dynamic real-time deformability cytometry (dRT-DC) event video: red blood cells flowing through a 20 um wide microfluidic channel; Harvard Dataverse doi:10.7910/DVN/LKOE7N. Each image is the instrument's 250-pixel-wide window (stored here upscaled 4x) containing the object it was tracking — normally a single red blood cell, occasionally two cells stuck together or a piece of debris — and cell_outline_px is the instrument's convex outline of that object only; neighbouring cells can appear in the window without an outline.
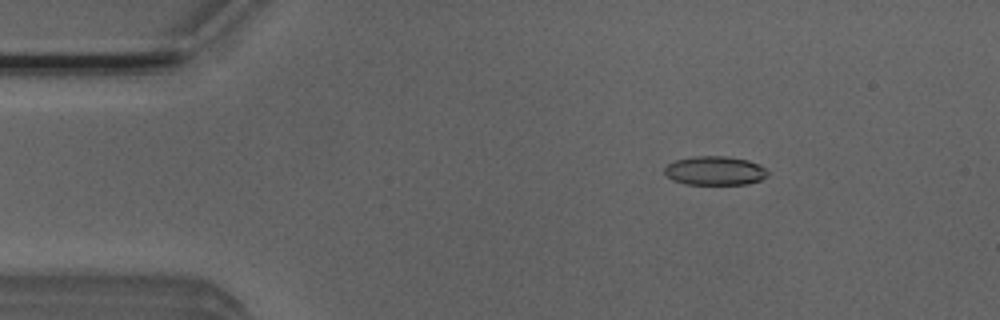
{"species": "Egyptian fruit bat (a non-hibernating species)", "species_latin": "Rousettus aegyptiacus", "temperature_condition": "room temperature", "stored_images_in_passage": 4, "camera_frame_rate_fps": 3000, "um_per_image_px": 0.085, "animal": {"sex": "male"}, "frame": {"image": 1, "passage_image": 2, "time_ms": 0.333, "image_size_px": [1000, 320], "cell_outline_px": [[768, 176], [760, 180], [748, 184], [684, 184], [672, 180], [664, 172], [664, 168], [668, 164], [676, 160], [696, 156], [724, 156], [748, 160], [760, 164], [768, 172]], "centroid_in_image_um": [60.78, 14.51], "position_along_channel_um": 24.2, "area_um2": 17.4}}
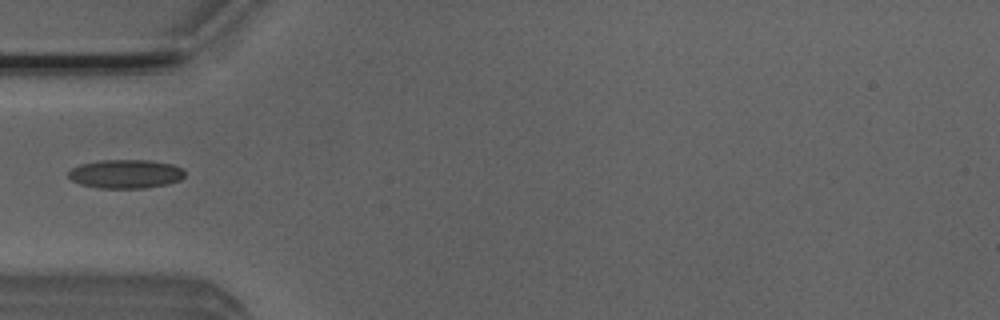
{"frame": {"image": 2, "passage_image": 4, "time_ms": 1.0, "image_size_px": [1000, 320], "cell_outline_px": [[184, 176], [180, 180], [168, 184], [144, 188], [96, 188], [80, 184], [72, 180], [68, 176], [68, 172], [72, 168], [80, 164], [100, 160], [148, 160], [172, 164], [184, 168]], "centroid_in_image_um": [10.69, 14.78], "position_along_channel_um": 74.3, "area_um2": 19.65}}